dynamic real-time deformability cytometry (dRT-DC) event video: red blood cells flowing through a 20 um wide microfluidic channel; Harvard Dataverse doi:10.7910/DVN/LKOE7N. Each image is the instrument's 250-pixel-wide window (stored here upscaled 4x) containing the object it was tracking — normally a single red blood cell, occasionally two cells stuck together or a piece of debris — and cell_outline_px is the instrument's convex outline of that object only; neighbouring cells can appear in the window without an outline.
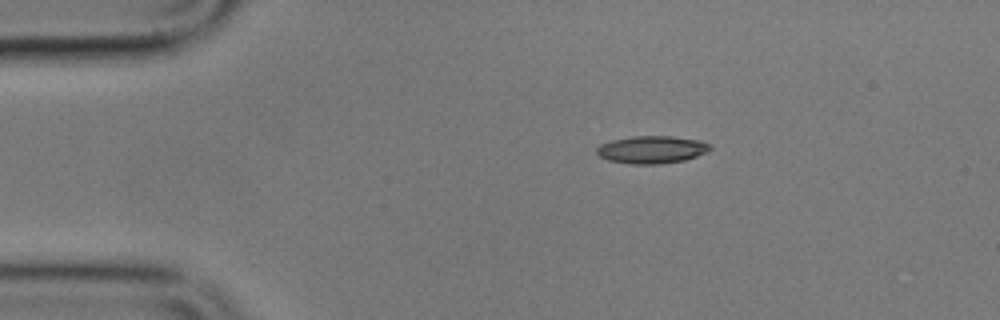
{"species": "common noctule bat (a hibernating species)", "species_latin": "Nyctalus noctula", "temperature_condition": "cold", "stored_images_in_passage": 3, "camera_frame_rate_fps": 3000, "um_per_image_px": 0.085, "animal": {"sex": "male", "body_mass_g": 17.9}, "frame": {"image": 1, "passage_image": 1, "time_ms": 0.0, "image_size_px": [1000, 320], "cell_outline_px": [[712, 148], [708, 152], [684, 160], [660, 164], [628, 164], [608, 160], [600, 156], [596, 152], [596, 148], [600, 144], [612, 140], [632, 136], [672, 136], [700, 140], [712, 144]], "centroid_in_image_um": [55.42, 12.71], "position_along_channel_um": 29.6, "area_um2": 18.38}}